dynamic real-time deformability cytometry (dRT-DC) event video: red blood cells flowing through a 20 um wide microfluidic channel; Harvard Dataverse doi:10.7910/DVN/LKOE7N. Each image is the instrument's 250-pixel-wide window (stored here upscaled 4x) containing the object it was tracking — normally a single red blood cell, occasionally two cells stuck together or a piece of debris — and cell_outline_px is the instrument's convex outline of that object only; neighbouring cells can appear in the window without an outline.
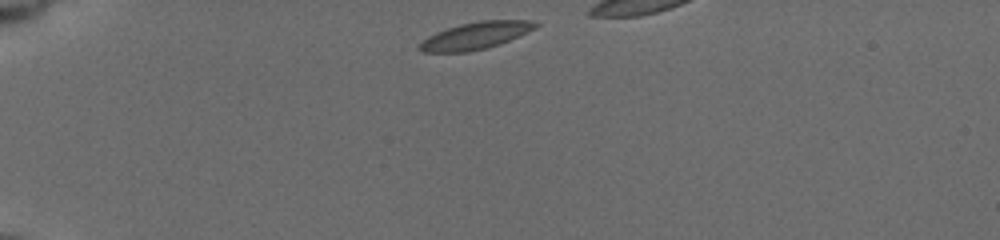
{"species": "common noctule bat (a hibernating species)", "species_latin": "Nyctalus noctula", "temperature_condition": "cold", "stored_images_in_passage": 36, "camera_frame_rate_fps": 3000, "um_per_image_px": 0.085, "animal": {"sex": "female", "body_mass_g": 19.5, "forearm_length_mm": 54.1}, "frame": {"image": 1, "passage_image": 1, "time_ms": 0.0, "image_size_px": [1000, 240], "cell_outline_px": [[540, 24], [536, 28], [528, 32], [500, 44], [468, 52], [420, 52], [416, 48], [428, 36], [436, 32], [460, 24], [480, 20], [532, 20]], "centroid_in_image_um": [40.43, 3.02], "position_along_channel_um": 44.6, "area_um2": 18.32}}
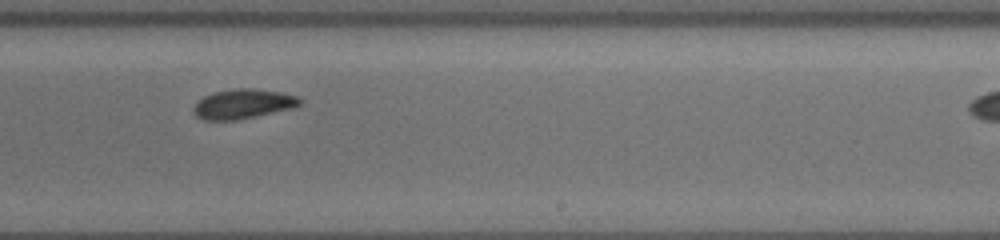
{"frame": {"image": 2, "passage_image": 23, "time_ms": 7.333, "image_size_px": [1000, 240], "cell_outline_px": [[304, 100], [300, 104], [292, 108], [256, 116], [236, 120], [204, 120], [196, 116], [192, 112], [192, 108], [196, 100], [212, 92], [236, 88], [252, 88], [280, 92], [300, 96]], "centroid_in_image_um": [20.63, 8.82], "position_along_channel_um": 268.4, "area_um2": 18.61}}
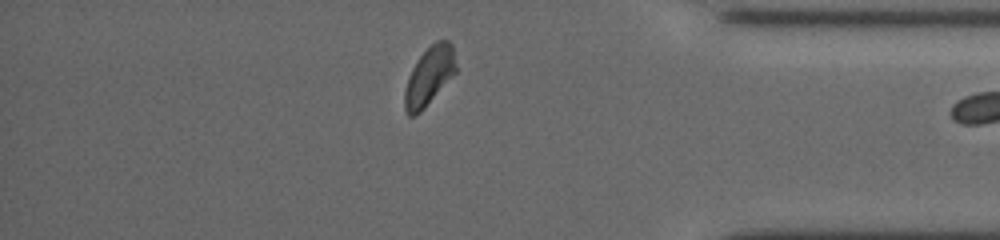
{"frame": {"image": 3, "passage_image": 35, "time_ms": 11.333, "image_size_px": [1000, 240], "cell_outline_px": [[456, 72], [424, 108], [416, 116], [408, 116], [404, 108], [404, 92], [408, 76], [416, 60], [436, 40], [448, 40], [452, 44], [456, 68]], "centroid_in_image_um": [36.46, 6.48], "position_along_channel_um": 398.7, "area_um2": 17.34}}